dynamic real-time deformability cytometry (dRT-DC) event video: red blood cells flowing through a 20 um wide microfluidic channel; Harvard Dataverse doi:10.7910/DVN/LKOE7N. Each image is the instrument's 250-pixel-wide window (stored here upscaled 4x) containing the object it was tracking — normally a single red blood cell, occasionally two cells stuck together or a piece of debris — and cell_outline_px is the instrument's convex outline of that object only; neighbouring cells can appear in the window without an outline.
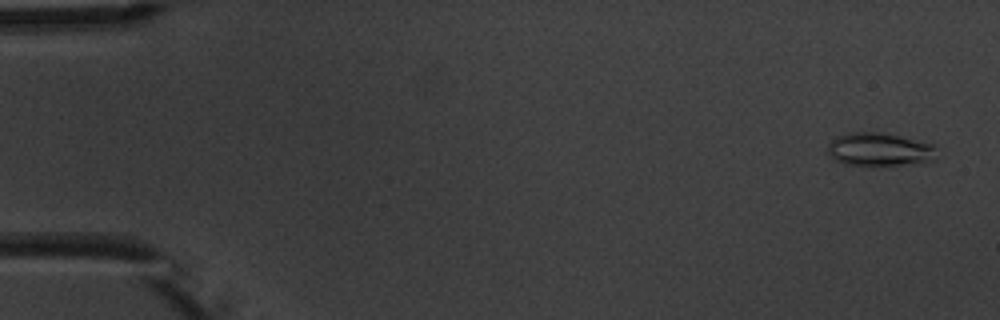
{"species": "common noctule bat (a hibernating species)", "species_latin": "Nyctalus noctula", "temperature_condition": "warm", "stored_images_in_passage": 4, "camera_frame_rate_fps": 3000, "um_per_image_px": 0.085, "animal": {"sex": "male", "body_mass_g": 20.1, "forearm_length_mm": 53.5}, "frame": {"image": 1, "passage_image": 1, "time_ms": 0.0, "image_size_px": [1000, 320], "cell_outline_px": [[936, 160], [900, 164], [844, 164], [832, 160], [828, 152], [828, 144], [836, 136], [848, 132], [880, 132], [900, 136], [932, 144], [936, 148]], "centroid_in_image_um": [74.71, 12.68], "position_along_channel_um": 10.3, "area_um2": 20.87}}
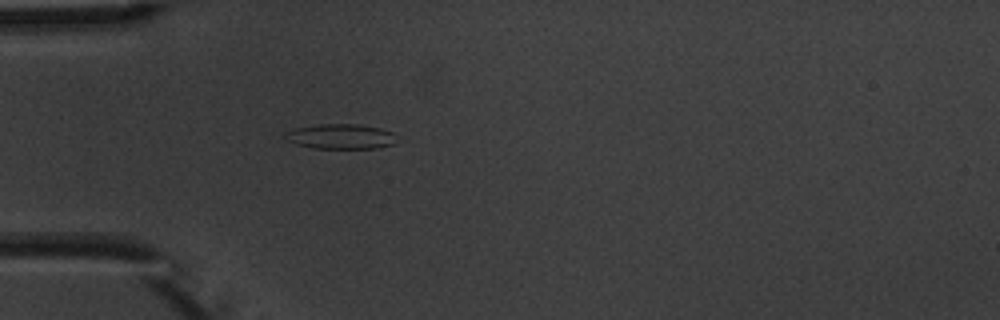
{"frame": {"image": 2, "passage_image": 4, "time_ms": 4.667, "image_size_px": [1000, 320], "cell_outline_px": [[392, 144], [380, 148], [312, 148], [296, 144], [288, 140], [284, 136], [284, 132], [296, 128], [320, 124], [356, 124], [380, 128], [392, 132]], "centroid_in_image_um": [28.9, 11.6], "position_along_channel_um": 56.1, "area_um2": 15.95}}